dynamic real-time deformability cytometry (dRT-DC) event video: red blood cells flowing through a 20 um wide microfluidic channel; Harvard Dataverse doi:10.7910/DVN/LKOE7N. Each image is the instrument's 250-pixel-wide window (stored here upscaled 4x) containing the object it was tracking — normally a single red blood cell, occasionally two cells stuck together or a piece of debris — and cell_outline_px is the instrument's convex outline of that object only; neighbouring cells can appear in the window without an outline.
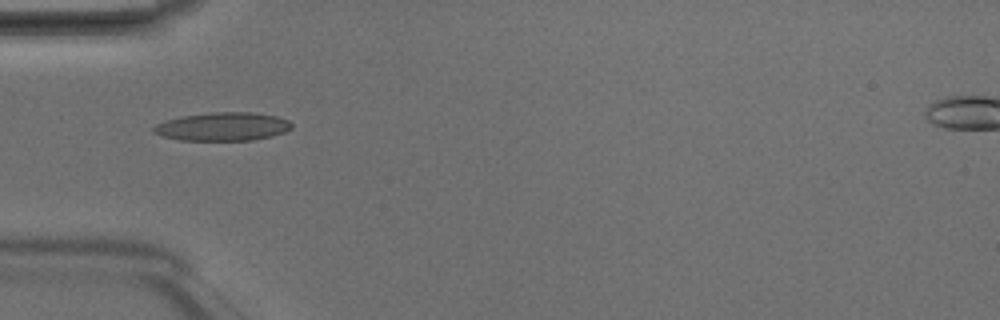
{"species": "Egyptian fruit bat (a non-hibernating species)", "species_latin": "Rousettus aegyptiacus", "temperature_condition": "room temperature", "stored_images_in_passage": 2, "camera_frame_rate_fps": 3000, "um_per_image_px": 0.085, "animal": {"sex": "male"}, "frame": {"image": 1, "passage_image": 1, "time_ms": 0.0, "image_size_px": [1000, 320], "cell_outline_px": [[292, 128], [284, 132], [272, 136], [252, 140], [180, 140], [160, 136], [152, 132], [152, 128], [156, 124], [168, 120], [184, 116], [212, 112], [252, 112], [276, 116], [288, 120], [292, 124]], "centroid_in_image_um": [18.93, 10.76], "position_along_channel_um": 66.1, "area_um2": 22.77}}